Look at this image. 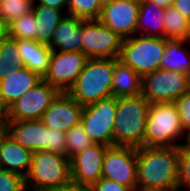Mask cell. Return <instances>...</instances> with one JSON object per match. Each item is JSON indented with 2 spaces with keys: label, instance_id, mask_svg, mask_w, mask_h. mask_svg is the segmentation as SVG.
<instances>
[{
  "label": "cell",
  "instance_id": "cell-1",
  "mask_svg": "<svg viewBox=\"0 0 190 191\" xmlns=\"http://www.w3.org/2000/svg\"><path fill=\"white\" fill-rule=\"evenodd\" d=\"M137 190L177 191L179 147H136Z\"/></svg>",
  "mask_w": 190,
  "mask_h": 191
},
{
  "label": "cell",
  "instance_id": "cell-2",
  "mask_svg": "<svg viewBox=\"0 0 190 191\" xmlns=\"http://www.w3.org/2000/svg\"><path fill=\"white\" fill-rule=\"evenodd\" d=\"M150 104L142 94L117 98L113 145L143 146Z\"/></svg>",
  "mask_w": 190,
  "mask_h": 191
},
{
  "label": "cell",
  "instance_id": "cell-3",
  "mask_svg": "<svg viewBox=\"0 0 190 191\" xmlns=\"http://www.w3.org/2000/svg\"><path fill=\"white\" fill-rule=\"evenodd\" d=\"M115 58H88L82 72L67 92L83 107L113 96Z\"/></svg>",
  "mask_w": 190,
  "mask_h": 191
},
{
  "label": "cell",
  "instance_id": "cell-4",
  "mask_svg": "<svg viewBox=\"0 0 190 191\" xmlns=\"http://www.w3.org/2000/svg\"><path fill=\"white\" fill-rule=\"evenodd\" d=\"M184 133L174 102L150 104L143 146L180 147Z\"/></svg>",
  "mask_w": 190,
  "mask_h": 191
},
{
  "label": "cell",
  "instance_id": "cell-5",
  "mask_svg": "<svg viewBox=\"0 0 190 191\" xmlns=\"http://www.w3.org/2000/svg\"><path fill=\"white\" fill-rule=\"evenodd\" d=\"M71 181L70 159L67 156L44 150L33 152L24 178L26 191L58 188Z\"/></svg>",
  "mask_w": 190,
  "mask_h": 191
},
{
  "label": "cell",
  "instance_id": "cell-6",
  "mask_svg": "<svg viewBox=\"0 0 190 191\" xmlns=\"http://www.w3.org/2000/svg\"><path fill=\"white\" fill-rule=\"evenodd\" d=\"M167 38L134 35L122 41L118 60L129 66L142 78L160 69Z\"/></svg>",
  "mask_w": 190,
  "mask_h": 191
},
{
  "label": "cell",
  "instance_id": "cell-7",
  "mask_svg": "<svg viewBox=\"0 0 190 191\" xmlns=\"http://www.w3.org/2000/svg\"><path fill=\"white\" fill-rule=\"evenodd\" d=\"M142 95L151 104L172 103L188 92V75L156 69L142 78Z\"/></svg>",
  "mask_w": 190,
  "mask_h": 191
},
{
  "label": "cell",
  "instance_id": "cell-8",
  "mask_svg": "<svg viewBox=\"0 0 190 191\" xmlns=\"http://www.w3.org/2000/svg\"><path fill=\"white\" fill-rule=\"evenodd\" d=\"M117 98L110 97L84 106L81 125L94 143L113 146Z\"/></svg>",
  "mask_w": 190,
  "mask_h": 191
},
{
  "label": "cell",
  "instance_id": "cell-9",
  "mask_svg": "<svg viewBox=\"0 0 190 191\" xmlns=\"http://www.w3.org/2000/svg\"><path fill=\"white\" fill-rule=\"evenodd\" d=\"M61 92L43 79L6 110L5 121L39 120Z\"/></svg>",
  "mask_w": 190,
  "mask_h": 191
},
{
  "label": "cell",
  "instance_id": "cell-10",
  "mask_svg": "<svg viewBox=\"0 0 190 191\" xmlns=\"http://www.w3.org/2000/svg\"><path fill=\"white\" fill-rule=\"evenodd\" d=\"M102 178L114 180L137 191L136 147L108 146L102 164Z\"/></svg>",
  "mask_w": 190,
  "mask_h": 191
},
{
  "label": "cell",
  "instance_id": "cell-11",
  "mask_svg": "<svg viewBox=\"0 0 190 191\" xmlns=\"http://www.w3.org/2000/svg\"><path fill=\"white\" fill-rule=\"evenodd\" d=\"M83 53L88 58H118L123 39L99 20H83Z\"/></svg>",
  "mask_w": 190,
  "mask_h": 191
},
{
  "label": "cell",
  "instance_id": "cell-12",
  "mask_svg": "<svg viewBox=\"0 0 190 191\" xmlns=\"http://www.w3.org/2000/svg\"><path fill=\"white\" fill-rule=\"evenodd\" d=\"M87 59L81 51H52L49 70L43 80L61 93H67L82 72Z\"/></svg>",
  "mask_w": 190,
  "mask_h": 191
},
{
  "label": "cell",
  "instance_id": "cell-13",
  "mask_svg": "<svg viewBox=\"0 0 190 191\" xmlns=\"http://www.w3.org/2000/svg\"><path fill=\"white\" fill-rule=\"evenodd\" d=\"M140 3L130 0H113L102 7L99 21L122 39L137 34Z\"/></svg>",
  "mask_w": 190,
  "mask_h": 191
},
{
  "label": "cell",
  "instance_id": "cell-14",
  "mask_svg": "<svg viewBox=\"0 0 190 191\" xmlns=\"http://www.w3.org/2000/svg\"><path fill=\"white\" fill-rule=\"evenodd\" d=\"M108 146L94 143L70 159L72 182L90 187L102 178V164Z\"/></svg>",
  "mask_w": 190,
  "mask_h": 191
},
{
  "label": "cell",
  "instance_id": "cell-15",
  "mask_svg": "<svg viewBox=\"0 0 190 191\" xmlns=\"http://www.w3.org/2000/svg\"><path fill=\"white\" fill-rule=\"evenodd\" d=\"M83 109L68 93H60L45 110L41 120L49 128L67 132L81 122Z\"/></svg>",
  "mask_w": 190,
  "mask_h": 191
},
{
  "label": "cell",
  "instance_id": "cell-16",
  "mask_svg": "<svg viewBox=\"0 0 190 191\" xmlns=\"http://www.w3.org/2000/svg\"><path fill=\"white\" fill-rule=\"evenodd\" d=\"M5 133L32 152L46 151L47 126L41 119L5 121Z\"/></svg>",
  "mask_w": 190,
  "mask_h": 191
},
{
  "label": "cell",
  "instance_id": "cell-17",
  "mask_svg": "<svg viewBox=\"0 0 190 191\" xmlns=\"http://www.w3.org/2000/svg\"><path fill=\"white\" fill-rule=\"evenodd\" d=\"M43 78L25 66L0 80V105L6 111Z\"/></svg>",
  "mask_w": 190,
  "mask_h": 191
},
{
  "label": "cell",
  "instance_id": "cell-18",
  "mask_svg": "<svg viewBox=\"0 0 190 191\" xmlns=\"http://www.w3.org/2000/svg\"><path fill=\"white\" fill-rule=\"evenodd\" d=\"M83 19L66 15L56 27L49 46L52 51L83 52Z\"/></svg>",
  "mask_w": 190,
  "mask_h": 191
},
{
  "label": "cell",
  "instance_id": "cell-19",
  "mask_svg": "<svg viewBox=\"0 0 190 191\" xmlns=\"http://www.w3.org/2000/svg\"><path fill=\"white\" fill-rule=\"evenodd\" d=\"M33 152L15 142L4 133L0 138V168L20 174L23 178L27 175Z\"/></svg>",
  "mask_w": 190,
  "mask_h": 191
},
{
  "label": "cell",
  "instance_id": "cell-20",
  "mask_svg": "<svg viewBox=\"0 0 190 191\" xmlns=\"http://www.w3.org/2000/svg\"><path fill=\"white\" fill-rule=\"evenodd\" d=\"M17 45L23 65L44 78L49 70L52 49L32 40H17Z\"/></svg>",
  "mask_w": 190,
  "mask_h": 191
},
{
  "label": "cell",
  "instance_id": "cell-21",
  "mask_svg": "<svg viewBox=\"0 0 190 191\" xmlns=\"http://www.w3.org/2000/svg\"><path fill=\"white\" fill-rule=\"evenodd\" d=\"M165 9L151 1L140 2L137 35L165 38Z\"/></svg>",
  "mask_w": 190,
  "mask_h": 191
},
{
  "label": "cell",
  "instance_id": "cell-22",
  "mask_svg": "<svg viewBox=\"0 0 190 191\" xmlns=\"http://www.w3.org/2000/svg\"><path fill=\"white\" fill-rule=\"evenodd\" d=\"M160 69L188 74L190 72V42L183 39H168Z\"/></svg>",
  "mask_w": 190,
  "mask_h": 191
},
{
  "label": "cell",
  "instance_id": "cell-23",
  "mask_svg": "<svg viewBox=\"0 0 190 191\" xmlns=\"http://www.w3.org/2000/svg\"><path fill=\"white\" fill-rule=\"evenodd\" d=\"M142 77L129 66L115 58L112 80L113 97H129L142 94Z\"/></svg>",
  "mask_w": 190,
  "mask_h": 191
},
{
  "label": "cell",
  "instance_id": "cell-24",
  "mask_svg": "<svg viewBox=\"0 0 190 191\" xmlns=\"http://www.w3.org/2000/svg\"><path fill=\"white\" fill-rule=\"evenodd\" d=\"M32 11L37 24V42L50 46L53 32L66 14L41 4H33Z\"/></svg>",
  "mask_w": 190,
  "mask_h": 191
},
{
  "label": "cell",
  "instance_id": "cell-25",
  "mask_svg": "<svg viewBox=\"0 0 190 191\" xmlns=\"http://www.w3.org/2000/svg\"><path fill=\"white\" fill-rule=\"evenodd\" d=\"M23 67L17 40L10 37L3 40L0 43V80L5 79L10 73Z\"/></svg>",
  "mask_w": 190,
  "mask_h": 191
},
{
  "label": "cell",
  "instance_id": "cell-26",
  "mask_svg": "<svg viewBox=\"0 0 190 191\" xmlns=\"http://www.w3.org/2000/svg\"><path fill=\"white\" fill-rule=\"evenodd\" d=\"M164 13L165 38L188 40L189 20L172 6L166 8Z\"/></svg>",
  "mask_w": 190,
  "mask_h": 191
},
{
  "label": "cell",
  "instance_id": "cell-27",
  "mask_svg": "<svg viewBox=\"0 0 190 191\" xmlns=\"http://www.w3.org/2000/svg\"><path fill=\"white\" fill-rule=\"evenodd\" d=\"M9 28L10 38L37 41V24L33 11L15 19L10 23Z\"/></svg>",
  "mask_w": 190,
  "mask_h": 191
},
{
  "label": "cell",
  "instance_id": "cell-28",
  "mask_svg": "<svg viewBox=\"0 0 190 191\" xmlns=\"http://www.w3.org/2000/svg\"><path fill=\"white\" fill-rule=\"evenodd\" d=\"M101 10L99 0H67V15L83 20H98Z\"/></svg>",
  "mask_w": 190,
  "mask_h": 191
},
{
  "label": "cell",
  "instance_id": "cell-29",
  "mask_svg": "<svg viewBox=\"0 0 190 191\" xmlns=\"http://www.w3.org/2000/svg\"><path fill=\"white\" fill-rule=\"evenodd\" d=\"M94 142L90 139L89 135L84 131L81 123L72 126L66 132V149L67 157L71 159L73 156L82 152L86 148L93 145Z\"/></svg>",
  "mask_w": 190,
  "mask_h": 191
},
{
  "label": "cell",
  "instance_id": "cell-30",
  "mask_svg": "<svg viewBox=\"0 0 190 191\" xmlns=\"http://www.w3.org/2000/svg\"><path fill=\"white\" fill-rule=\"evenodd\" d=\"M34 0H0V17L9 25L18 17L32 11Z\"/></svg>",
  "mask_w": 190,
  "mask_h": 191
},
{
  "label": "cell",
  "instance_id": "cell-31",
  "mask_svg": "<svg viewBox=\"0 0 190 191\" xmlns=\"http://www.w3.org/2000/svg\"><path fill=\"white\" fill-rule=\"evenodd\" d=\"M177 191H190V150L179 147Z\"/></svg>",
  "mask_w": 190,
  "mask_h": 191
},
{
  "label": "cell",
  "instance_id": "cell-32",
  "mask_svg": "<svg viewBox=\"0 0 190 191\" xmlns=\"http://www.w3.org/2000/svg\"><path fill=\"white\" fill-rule=\"evenodd\" d=\"M46 151L67 156L66 132L47 127Z\"/></svg>",
  "mask_w": 190,
  "mask_h": 191
},
{
  "label": "cell",
  "instance_id": "cell-33",
  "mask_svg": "<svg viewBox=\"0 0 190 191\" xmlns=\"http://www.w3.org/2000/svg\"><path fill=\"white\" fill-rule=\"evenodd\" d=\"M0 191H26L24 178L0 168Z\"/></svg>",
  "mask_w": 190,
  "mask_h": 191
},
{
  "label": "cell",
  "instance_id": "cell-34",
  "mask_svg": "<svg viewBox=\"0 0 190 191\" xmlns=\"http://www.w3.org/2000/svg\"><path fill=\"white\" fill-rule=\"evenodd\" d=\"M174 104L177 107L182 127L186 131L190 128V93H184Z\"/></svg>",
  "mask_w": 190,
  "mask_h": 191
},
{
  "label": "cell",
  "instance_id": "cell-35",
  "mask_svg": "<svg viewBox=\"0 0 190 191\" xmlns=\"http://www.w3.org/2000/svg\"><path fill=\"white\" fill-rule=\"evenodd\" d=\"M89 188L91 191H133L127 186L106 178H101L98 182L92 184Z\"/></svg>",
  "mask_w": 190,
  "mask_h": 191
},
{
  "label": "cell",
  "instance_id": "cell-36",
  "mask_svg": "<svg viewBox=\"0 0 190 191\" xmlns=\"http://www.w3.org/2000/svg\"><path fill=\"white\" fill-rule=\"evenodd\" d=\"M33 4H41L62 10L67 15V0H34Z\"/></svg>",
  "mask_w": 190,
  "mask_h": 191
},
{
  "label": "cell",
  "instance_id": "cell-37",
  "mask_svg": "<svg viewBox=\"0 0 190 191\" xmlns=\"http://www.w3.org/2000/svg\"><path fill=\"white\" fill-rule=\"evenodd\" d=\"M90 188L88 186L76 184L74 182H70L65 186L58 187V188H50V189H41L35 191H89Z\"/></svg>",
  "mask_w": 190,
  "mask_h": 191
},
{
  "label": "cell",
  "instance_id": "cell-38",
  "mask_svg": "<svg viewBox=\"0 0 190 191\" xmlns=\"http://www.w3.org/2000/svg\"><path fill=\"white\" fill-rule=\"evenodd\" d=\"M172 7L188 20L190 19V0H173Z\"/></svg>",
  "mask_w": 190,
  "mask_h": 191
},
{
  "label": "cell",
  "instance_id": "cell-39",
  "mask_svg": "<svg viewBox=\"0 0 190 191\" xmlns=\"http://www.w3.org/2000/svg\"><path fill=\"white\" fill-rule=\"evenodd\" d=\"M9 24L0 17V43L9 37Z\"/></svg>",
  "mask_w": 190,
  "mask_h": 191
},
{
  "label": "cell",
  "instance_id": "cell-40",
  "mask_svg": "<svg viewBox=\"0 0 190 191\" xmlns=\"http://www.w3.org/2000/svg\"><path fill=\"white\" fill-rule=\"evenodd\" d=\"M6 111L0 105V134L5 133Z\"/></svg>",
  "mask_w": 190,
  "mask_h": 191
},
{
  "label": "cell",
  "instance_id": "cell-41",
  "mask_svg": "<svg viewBox=\"0 0 190 191\" xmlns=\"http://www.w3.org/2000/svg\"><path fill=\"white\" fill-rule=\"evenodd\" d=\"M181 147L186 150H190V128L184 133V139L182 141Z\"/></svg>",
  "mask_w": 190,
  "mask_h": 191
},
{
  "label": "cell",
  "instance_id": "cell-42",
  "mask_svg": "<svg viewBox=\"0 0 190 191\" xmlns=\"http://www.w3.org/2000/svg\"><path fill=\"white\" fill-rule=\"evenodd\" d=\"M146 1H151L157 4L161 8H168L173 5V0H146Z\"/></svg>",
  "mask_w": 190,
  "mask_h": 191
},
{
  "label": "cell",
  "instance_id": "cell-43",
  "mask_svg": "<svg viewBox=\"0 0 190 191\" xmlns=\"http://www.w3.org/2000/svg\"><path fill=\"white\" fill-rule=\"evenodd\" d=\"M113 0H99L100 5L103 7L107 4H110Z\"/></svg>",
  "mask_w": 190,
  "mask_h": 191
},
{
  "label": "cell",
  "instance_id": "cell-44",
  "mask_svg": "<svg viewBox=\"0 0 190 191\" xmlns=\"http://www.w3.org/2000/svg\"><path fill=\"white\" fill-rule=\"evenodd\" d=\"M187 75H188V92L190 93V72Z\"/></svg>",
  "mask_w": 190,
  "mask_h": 191
},
{
  "label": "cell",
  "instance_id": "cell-45",
  "mask_svg": "<svg viewBox=\"0 0 190 191\" xmlns=\"http://www.w3.org/2000/svg\"><path fill=\"white\" fill-rule=\"evenodd\" d=\"M188 41L190 42V19H189Z\"/></svg>",
  "mask_w": 190,
  "mask_h": 191
},
{
  "label": "cell",
  "instance_id": "cell-46",
  "mask_svg": "<svg viewBox=\"0 0 190 191\" xmlns=\"http://www.w3.org/2000/svg\"><path fill=\"white\" fill-rule=\"evenodd\" d=\"M137 191H162V190H137Z\"/></svg>",
  "mask_w": 190,
  "mask_h": 191
},
{
  "label": "cell",
  "instance_id": "cell-47",
  "mask_svg": "<svg viewBox=\"0 0 190 191\" xmlns=\"http://www.w3.org/2000/svg\"><path fill=\"white\" fill-rule=\"evenodd\" d=\"M130 1H134V2H141L142 0H130Z\"/></svg>",
  "mask_w": 190,
  "mask_h": 191
}]
</instances>
